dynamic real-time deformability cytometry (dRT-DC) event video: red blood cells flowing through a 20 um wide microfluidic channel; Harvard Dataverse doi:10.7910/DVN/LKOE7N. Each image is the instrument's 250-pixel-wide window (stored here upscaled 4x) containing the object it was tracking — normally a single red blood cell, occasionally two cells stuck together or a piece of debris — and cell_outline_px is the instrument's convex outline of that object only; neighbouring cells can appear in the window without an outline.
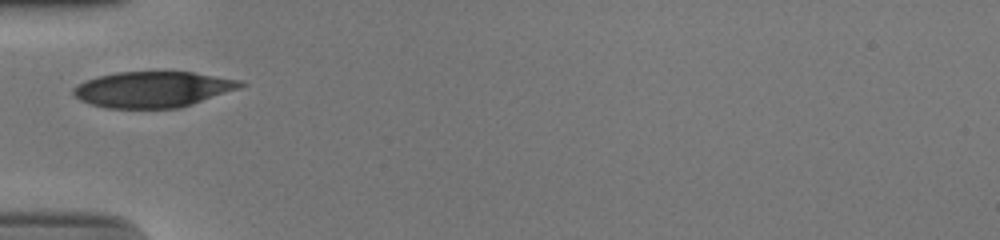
{"species": "human", "species_latin": "Homo sapiens", "temperature_condition": "cold", "stored_images_in_passage": 26, "camera_frame_rate_fps": 3000, "um_per_image_px": 0.085, "donor": {"sex": "male"}, "frame": {"image": 1, "passage_image": 1, "time_ms": 0.0, "image_size_px": [1000, 240], "cell_outline_px": [[248, 84], [240, 88], [180, 108], [108, 108], [92, 104], [80, 100], [72, 92], [72, 88], [76, 84], [84, 80], [96, 76], [116, 72], [192, 72], [244, 80]], "centroid_in_image_um": [13.01, 7.59], "position_along_channel_um": 72.0, "area_um2": 35.14}}
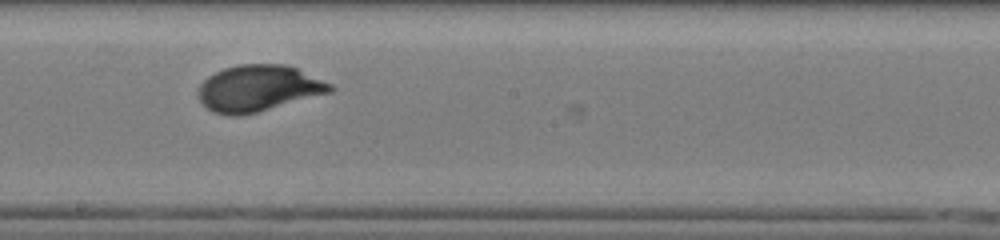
{"frame": {"image": 2, "passage_image": 13, "time_ms": 4.0, "image_size_px": [1000, 240], "cell_outline_px": [[336, 88], [332, 92], [256, 112], [240, 116], [228, 116], [212, 112], [200, 100], [200, 84], [208, 76], [224, 68], [240, 64], [288, 64], [332, 84]], "centroid_in_image_um": [21.99, 7.5], "position_along_channel_um": 226.2, "area_um2": 35.43}}
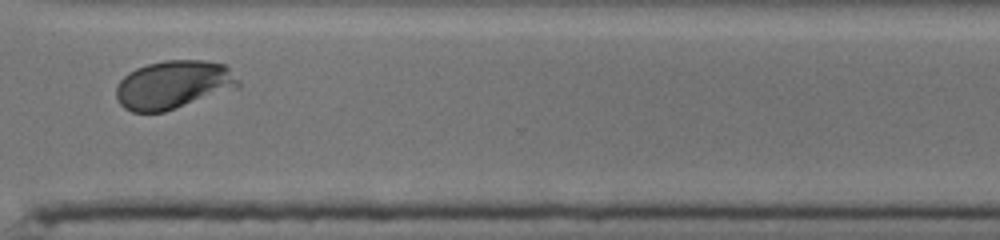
{"frame": {"image": 3, "passage_image": 23, "time_ms": 7.333, "image_size_px": [1000, 240], "cell_outline_px": [[240, 84], [236, 88], [164, 112], [132, 112], [124, 108], [116, 100], [116, 84], [128, 72], [136, 68], [148, 64], [164, 60], [204, 60], [224, 64], [228, 68]], "centroid_in_image_um": [14.68, 7.2], "position_along_channel_um": 355.9, "area_um2": 34.28}, "authors_computed_cell_mechanics": {"area_um2": 34.2754, "velocity_mm_per_s": 3.8685, "shape_relaxation_time_tau1_ms": 3.2585, "shape_relaxation_time_tau2_ms": null, "deformation_change_tau1": 0.1518, "deformation_change_tau2": null}}